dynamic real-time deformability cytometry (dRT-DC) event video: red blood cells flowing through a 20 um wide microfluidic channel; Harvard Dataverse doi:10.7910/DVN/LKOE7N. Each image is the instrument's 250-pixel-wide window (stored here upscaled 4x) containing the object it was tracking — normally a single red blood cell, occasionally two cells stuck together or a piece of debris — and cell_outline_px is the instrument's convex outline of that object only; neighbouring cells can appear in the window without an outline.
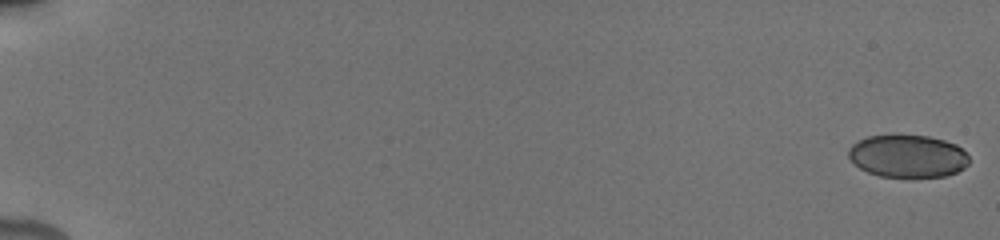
{"species": "human", "species_latin": "Homo sapiens", "temperature_condition": "cold", "stored_images_in_passage": 37, "camera_frame_rate_fps": 3000, "um_per_image_px": 0.085, "donor": {"sex": "male"}, "frame": {"image": 1, "passage_image": 1, "time_ms": 0.0, "image_size_px": [1000, 240], "cell_outline_px": [[968, 164], [964, 168], [956, 172], [944, 176], [880, 176], [868, 172], [860, 168], [848, 156], [848, 148], [852, 144], [868, 136], [896, 132], [928, 136], [944, 140], [956, 144], [968, 156]], "centroid_in_image_um": [77.13, 13.22], "position_along_channel_um": 7.9, "area_um2": 30.29}}
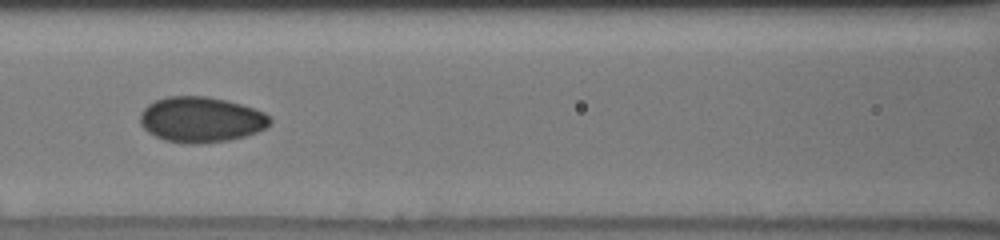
{"frame": {"image": 2, "passage_image": 28, "time_ms": 9.0, "image_size_px": [1000, 240], "cell_outline_px": [[272, 124], [256, 132], [244, 136], [228, 140], [196, 144], [184, 144], [164, 140], [148, 132], [140, 124], [140, 112], [148, 104], [156, 100], [168, 96], [208, 96], [240, 104], [264, 112], [272, 120]], "centroid_in_image_um": [17.06, 10.17], "position_along_channel_um": 149.5, "area_um2": 34.39}}
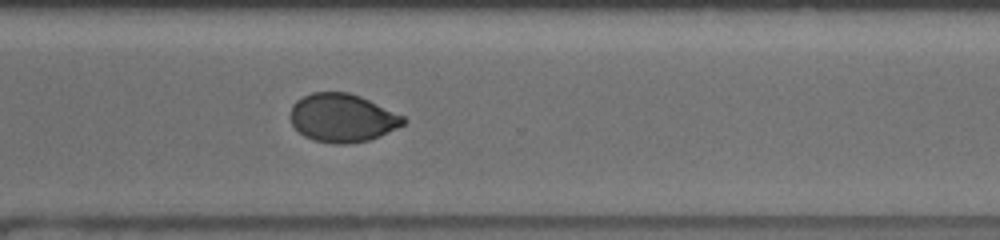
{"frame": {"image": 3, "passage_image": 37, "time_ms": 14.0, "image_size_px": [1000, 240], "cell_outline_px": [[408, 120], [404, 124], [380, 136], [368, 140], [344, 144], [336, 144], [312, 140], [304, 136], [292, 124], [292, 104], [296, 100], [312, 92], [348, 92], [360, 96], [404, 116]], "centroid_in_image_um": [29.11, 10.02], "position_along_channel_um": 341.5, "area_um2": 31.62}}